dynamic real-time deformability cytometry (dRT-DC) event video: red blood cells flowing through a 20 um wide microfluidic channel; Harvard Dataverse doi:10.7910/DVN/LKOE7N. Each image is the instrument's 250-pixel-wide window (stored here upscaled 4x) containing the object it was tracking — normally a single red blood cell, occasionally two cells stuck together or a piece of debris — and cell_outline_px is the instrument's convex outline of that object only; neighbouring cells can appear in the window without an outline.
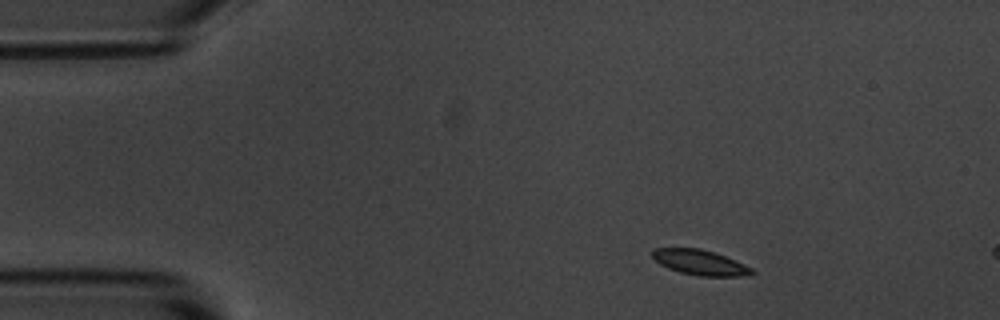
{"species": "common noctule bat (a hibernating species)", "species_latin": "Nyctalus noctula", "temperature_condition": "room temperature", "stored_images_in_passage": 7, "camera_frame_rate_fps": 3000, "um_per_image_px": 0.085, "animal": {"sex": "male", "body_mass_g": 20.1, "forearm_length_mm": 53.5}, "frame": {"image": 1, "passage_image": 1, "time_ms": 0.0, "image_size_px": [1000, 320], "cell_outline_px": [[756, 272], [748, 276], [696, 276], [680, 272], [668, 268], [660, 264], [652, 256], [652, 248], [700, 248], [724, 256], [744, 264], [752, 268]], "centroid_in_image_um": [59.5, 22.32], "position_along_channel_um": 25.5, "area_um2": 14.57}}